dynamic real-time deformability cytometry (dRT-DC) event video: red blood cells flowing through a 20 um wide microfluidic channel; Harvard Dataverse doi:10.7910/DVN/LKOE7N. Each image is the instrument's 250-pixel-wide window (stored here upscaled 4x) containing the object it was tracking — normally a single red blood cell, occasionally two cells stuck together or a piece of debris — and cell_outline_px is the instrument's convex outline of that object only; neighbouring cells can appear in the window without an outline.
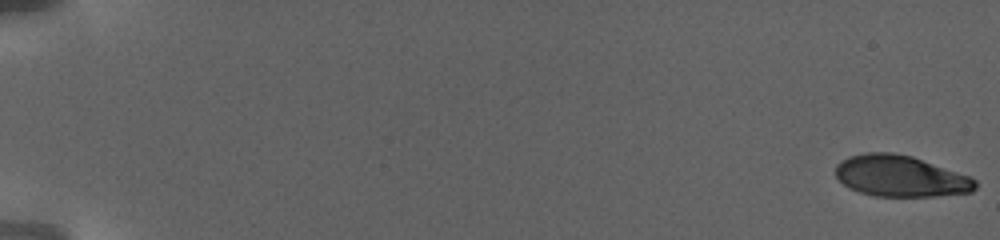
{"species": "human", "species_latin": "Homo sapiens", "temperature_condition": "warm", "stored_images_in_passage": 68, "camera_frame_rate_fps": 3000, "um_per_image_px": 0.085, "donor": {"sex": "female"}, "frame": {"image": 1, "passage_image": 1, "time_ms": 0.0, "image_size_px": [1000, 240], "cell_outline_px": [[976, 188], [972, 192], [936, 196], [876, 196], [860, 192], [848, 188], [836, 176], [836, 164], [848, 156], [868, 152], [892, 152], [912, 156], [972, 176], [976, 180]], "centroid_in_image_um": [76.56, 14.96], "position_along_channel_um": 8.4, "area_um2": 33.76}}
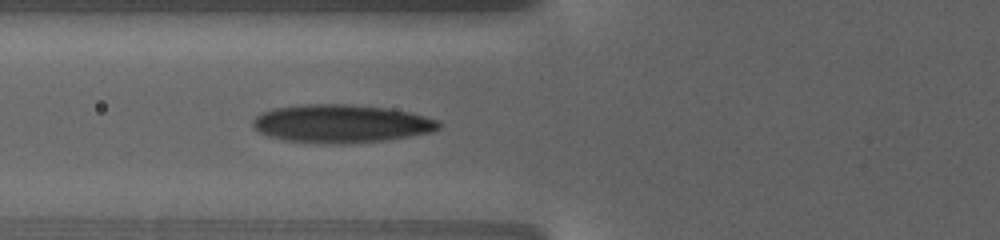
{"frame": {"image": 2, "passage_image": 28, "time_ms": 10.333, "image_size_px": [1000, 240], "cell_outline_px": [[440, 128], [432, 132], [388, 140], [344, 144], [312, 144], [284, 140], [268, 136], [260, 132], [252, 124], [252, 120], [256, 116], [264, 112], [276, 108], [304, 104], [348, 104], [384, 108], [408, 112], [424, 116], [436, 120], [440, 124]], "centroid_in_image_um": [28.98, 10.53], "position_along_channel_um": 96.8, "area_um2": 41.38}}
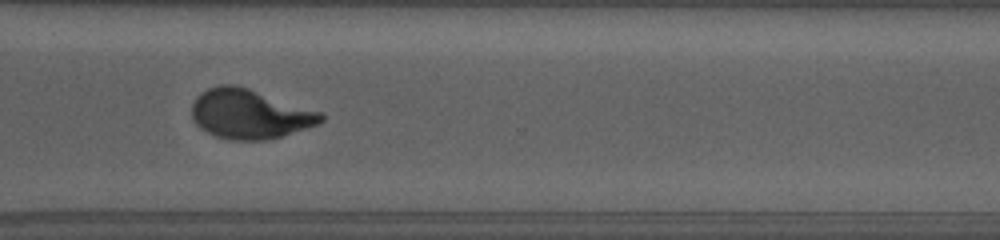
{"frame": {"image": 3, "passage_image": 53, "time_ms": 19.333, "image_size_px": [1000, 240], "cell_outline_px": [[324, 120], [316, 124], [268, 140], [228, 140], [216, 136], [200, 128], [192, 120], [192, 104], [196, 96], [200, 92], [208, 88], [220, 84], [236, 84], [320, 112], [324, 116]], "centroid_in_image_um": [21.15, 9.68], "position_along_channel_um": 349.5, "area_um2": 36.93}, "authors_computed_cell_mechanics": {"area_um2": 36.9342, "velocity_mm_per_s": 2.8094, "shape_relaxation_time_tau1_ms": 7.1922, "shape_relaxation_time_tau2_ms": null, "deformation_change_tau1": 0.233, "deformation_change_tau2": null}}